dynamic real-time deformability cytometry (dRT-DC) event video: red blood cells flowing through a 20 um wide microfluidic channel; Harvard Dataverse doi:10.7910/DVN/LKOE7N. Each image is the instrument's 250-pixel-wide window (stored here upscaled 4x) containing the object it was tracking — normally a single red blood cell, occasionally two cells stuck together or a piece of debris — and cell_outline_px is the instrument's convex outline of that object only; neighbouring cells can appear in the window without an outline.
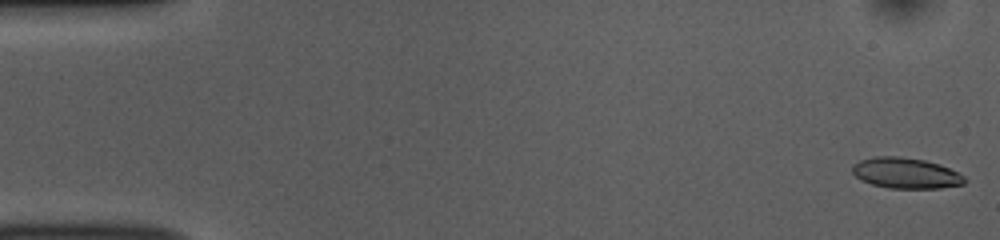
{"species": "common noctule bat (a hibernating species)", "species_latin": "Nyctalus noctula", "temperature_condition": "room temperature", "stored_images_in_passage": 53, "camera_frame_rate_fps": 3000, "um_per_image_px": 0.085, "animal": {"sex": "female", "body_mass_g": 10.0, "forearm_length_mm": 53.1}, "frame": {"image": 1, "passage_image": 1, "time_ms": 0.0, "image_size_px": [1000, 240], "cell_outline_px": [[968, 180], [964, 184], [940, 188], [888, 188], [872, 184], [860, 180], [852, 172], [852, 164], [860, 160], [876, 156], [900, 156], [924, 160], [940, 164], [964, 176]], "centroid_in_image_um": [76.98, 14.71], "position_along_channel_um": 8.0, "area_um2": 20.17}}
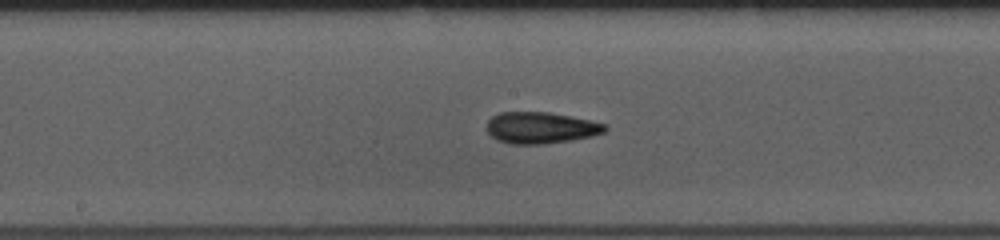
{"frame": {"image": 2, "passage_image": 27, "time_ms": 8.667, "image_size_px": [1000, 240], "cell_outline_px": [[608, 128], [604, 132], [592, 136], [572, 140], [544, 144], [512, 144], [496, 140], [488, 132], [488, 120], [492, 116], [500, 112], [548, 112], [608, 124]], "centroid_in_image_um": [45.97, 10.86], "position_along_channel_um": 202.2, "area_um2": 21.62}}
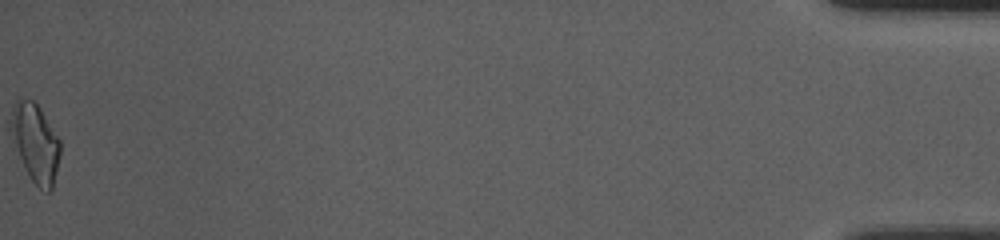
{"frame": {"image": 3, "passage_image": 53, "time_ms": 17.333, "image_size_px": [1000, 240], "cell_outline_px": [[60, 156], [52, 188], [48, 192], [40, 188], [32, 180], [20, 156], [16, 144], [12, 124], [12, 108], [16, 100], [20, 96], [32, 100], [40, 108], [60, 140]], "centroid_in_image_um": [3.06, 12.11], "position_along_channel_um": 432.1, "area_um2": 21.56}, "authors_computed_cell_mechanics": {"area_um2": 20.519, "velocity_mm_per_s": 3.793, "shape_relaxation_time_tau1_ms": 8.0494, "shape_relaxation_time_tau2_ms": 3.0913, "deformation_change_tau1": 0.1662, "deformation_change_tau2": 0.1085}}